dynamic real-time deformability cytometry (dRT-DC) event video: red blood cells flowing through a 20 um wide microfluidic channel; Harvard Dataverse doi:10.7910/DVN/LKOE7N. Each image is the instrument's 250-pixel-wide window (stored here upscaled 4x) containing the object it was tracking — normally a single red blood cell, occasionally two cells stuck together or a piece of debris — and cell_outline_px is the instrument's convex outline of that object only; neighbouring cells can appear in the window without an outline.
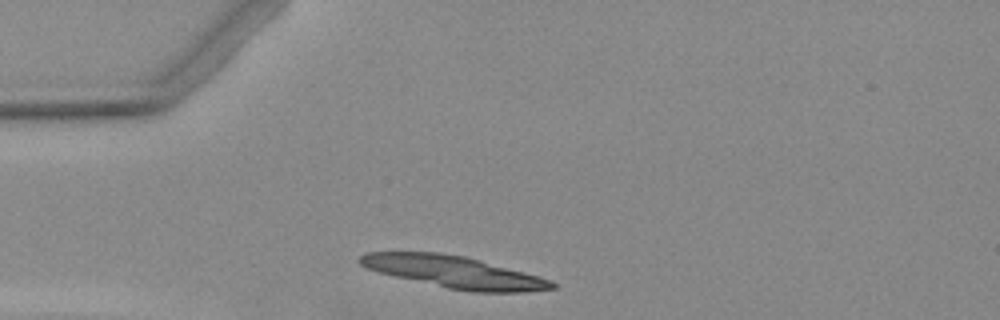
{"species": "Egyptian fruit bat (a non-hibernating species)", "species_latin": "Rousettus aegyptiacus", "temperature_condition": "warm", "stored_images_in_passage": 3, "segment_of_instrument_passage": [1, 2], "camera_frame_rate_fps": 3000, "um_per_image_px": 0.085, "animal": {"sex": "female"}, "frame": {"image": 1, "passage_image": 1, "time_ms": 0.0, "image_size_px": [1000, 320], "cell_outline_px": [[556, 288], [524, 292], [472, 292], [448, 288], [396, 276], [380, 272], [368, 268], [360, 264], [356, 260], [364, 252], [440, 252], [464, 256], [540, 276], [552, 280], [556, 284]], "centroid_in_image_um": [38.61, 23.11], "position_along_channel_um": 46.4, "area_um2": 35.49}}